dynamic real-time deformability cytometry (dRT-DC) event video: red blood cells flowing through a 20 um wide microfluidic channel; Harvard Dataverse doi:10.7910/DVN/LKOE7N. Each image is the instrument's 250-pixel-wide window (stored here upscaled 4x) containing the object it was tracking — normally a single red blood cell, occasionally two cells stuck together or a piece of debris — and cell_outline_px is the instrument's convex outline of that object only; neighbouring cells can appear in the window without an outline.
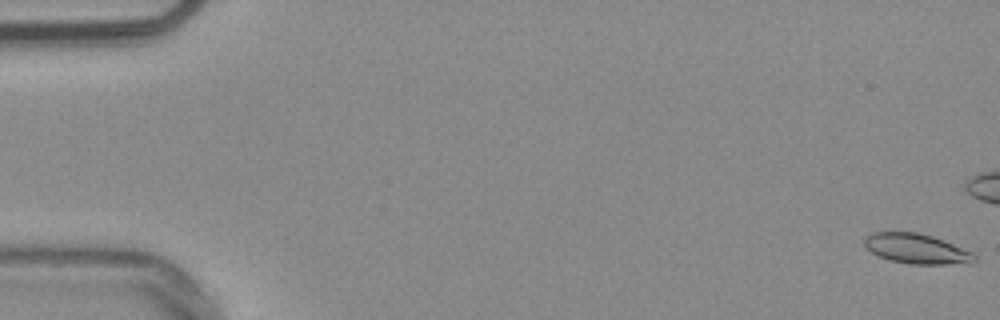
{"species": "common noctule bat (a hibernating species)", "species_latin": "Nyctalus noctula", "temperature_condition": "warm", "stored_images_in_passage": 18, "camera_frame_rate_fps": 3000, "um_per_image_px": 0.085, "animal": {"sex": "male", "body_mass_g": 20.4}, "frame": {"image": 1, "passage_image": 1, "time_ms": 0.0, "image_size_px": [1000, 320], "cell_outline_px": [[976, 260], [972, 264], [912, 264], [888, 260], [864, 248], [864, 236], [872, 232], [916, 232], [932, 236], [944, 240], [972, 252], [976, 256]], "centroid_in_image_um": [77.91, 21.15], "position_along_channel_um": 7.1, "area_um2": 19.42}}